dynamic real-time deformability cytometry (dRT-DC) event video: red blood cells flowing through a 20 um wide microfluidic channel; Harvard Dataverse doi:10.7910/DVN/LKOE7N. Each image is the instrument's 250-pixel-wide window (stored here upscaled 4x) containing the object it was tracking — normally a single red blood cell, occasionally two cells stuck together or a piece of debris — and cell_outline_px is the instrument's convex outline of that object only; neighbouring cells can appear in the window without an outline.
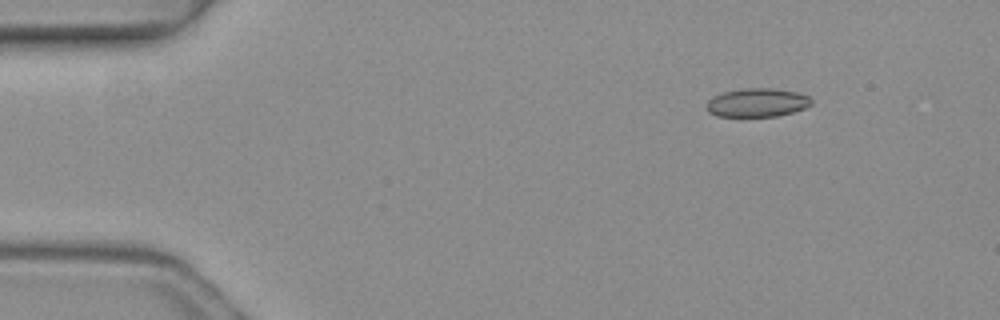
{"species": "common noctule bat (a hibernating species)", "species_latin": "Nyctalus noctula", "temperature_condition": "warm", "stored_images_in_passage": 3, "camera_frame_rate_fps": 3000, "um_per_image_px": 0.085, "animal": {"sex": "female", "body_mass_g": 19.3, "forearm_length_mm": 54.1}, "frame": {"image": 1, "passage_image": 1, "time_ms": 0.0, "image_size_px": [1000, 320], "cell_outline_px": [[812, 104], [804, 108], [792, 112], [776, 116], [716, 116], [708, 112], [708, 100], [712, 96], [724, 92], [744, 88], [772, 88], [796, 92], [808, 96], [812, 100]], "centroid_in_image_um": [64.36, 8.72], "position_along_channel_um": 20.6, "area_um2": 17.34}}
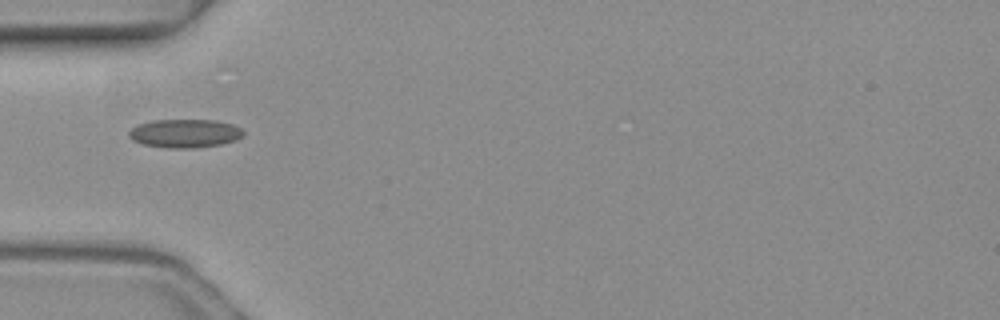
{"frame": {"image": 2, "passage_image": 3, "time_ms": 0.667, "image_size_px": [1000, 320], "cell_outline_px": [[244, 132], [236, 140], [220, 144], [196, 148], [168, 148], [144, 144], [132, 140], [128, 136], [128, 132], [132, 128], [140, 124], [152, 120], [216, 120], [232, 124], [240, 128]], "centroid_in_image_um": [15.7, 11.34], "position_along_channel_um": 69.3, "area_um2": 18.9}}